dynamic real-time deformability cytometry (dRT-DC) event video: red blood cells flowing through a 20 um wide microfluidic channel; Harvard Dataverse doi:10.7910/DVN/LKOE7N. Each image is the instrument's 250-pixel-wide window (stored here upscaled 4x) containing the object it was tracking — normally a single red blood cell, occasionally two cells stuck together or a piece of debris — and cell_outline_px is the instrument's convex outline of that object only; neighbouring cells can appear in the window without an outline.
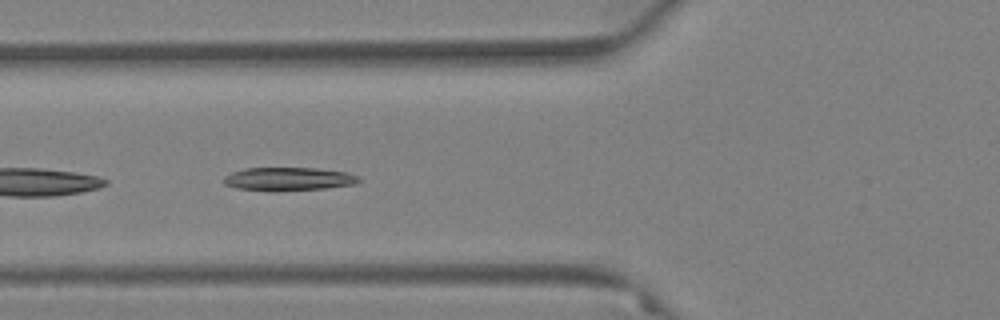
{"species": "Egyptian fruit bat (a non-hibernating species)", "species_latin": "Rousettus aegyptiacus", "temperature_condition": "warm", "stored_images_in_passage": 11, "camera_frame_rate_fps": 3000, "um_per_image_px": 0.085, "animal": {"sex": "female"}, "frame": {"image": 1, "passage_image": 4, "time_ms": 1.0, "image_size_px": [1000, 320], "cell_outline_px": [[360, 180], [356, 184], [324, 188], [236, 188], [224, 184], [224, 176], [232, 172], [244, 168], [316, 168], [348, 172], [356, 176]], "centroid_in_image_um": [24.55, 15.15], "position_along_channel_um": 101.2, "area_um2": 17.22}}
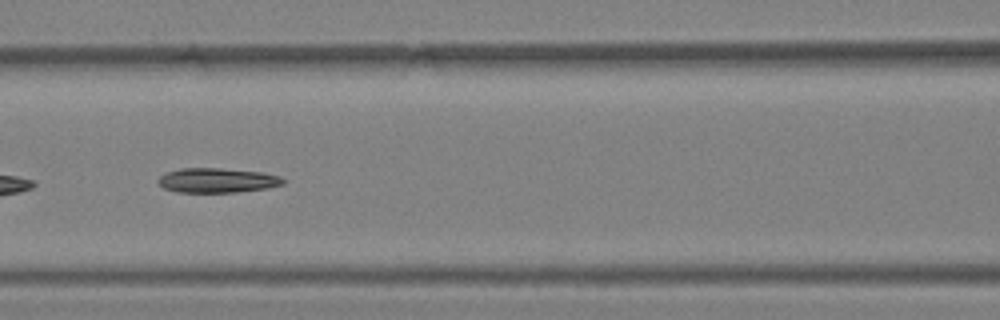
{"frame": {"image": 2, "passage_image": 8, "time_ms": 2.333, "image_size_px": [1000, 320], "cell_outline_px": [[284, 184], [268, 188], [236, 192], [176, 192], [164, 188], [156, 180], [160, 176], [168, 172], [180, 168], [220, 168], [264, 172], [280, 176], [284, 180]], "centroid_in_image_um": [18.48, 15.33], "position_along_channel_um": 148.1, "area_um2": 17.98}}